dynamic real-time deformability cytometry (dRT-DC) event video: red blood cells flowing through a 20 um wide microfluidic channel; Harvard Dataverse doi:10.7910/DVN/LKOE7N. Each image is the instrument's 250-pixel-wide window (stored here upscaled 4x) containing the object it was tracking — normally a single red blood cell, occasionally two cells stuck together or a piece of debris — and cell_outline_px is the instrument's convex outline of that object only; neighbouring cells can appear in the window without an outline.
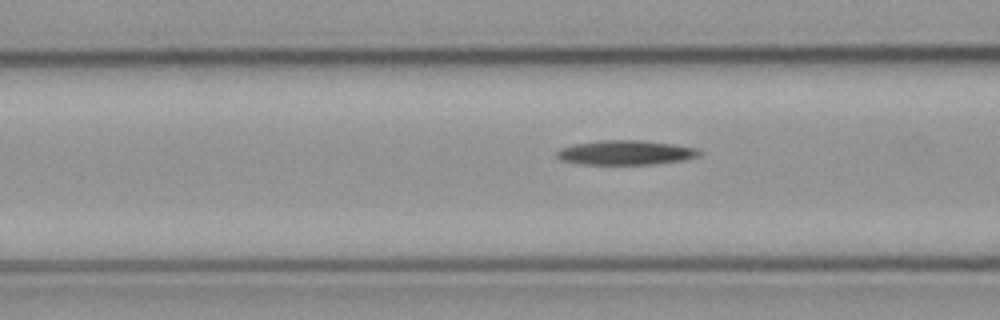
{"species": "common noctule bat (a hibernating species)", "species_latin": "Nyctalus noctula", "temperature_condition": "cold", "stored_images_in_passage": 34, "camera_frame_rate_fps": 3000, "um_per_image_px": 0.085, "animal": {"sex": "male", "body_mass_g": 23.1, "forearm_length_mm": 52.7}, "frame": {"image": 1, "passage_image": 12, "time_ms": 3.667, "image_size_px": [1000, 320], "cell_outline_px": [[700, 156], [684, 160], [656, 164], [580, 164], [560, 160], [556, 156], [556, 152], [560, 148], [572, 144], [600, 140], [640, 140], [672, 144], [696, 148], [700, 152]], "centroid_in_image_um": [53.14, 12.97], "position_along_channel_um": 113.5, "area_um2": 20.4}}
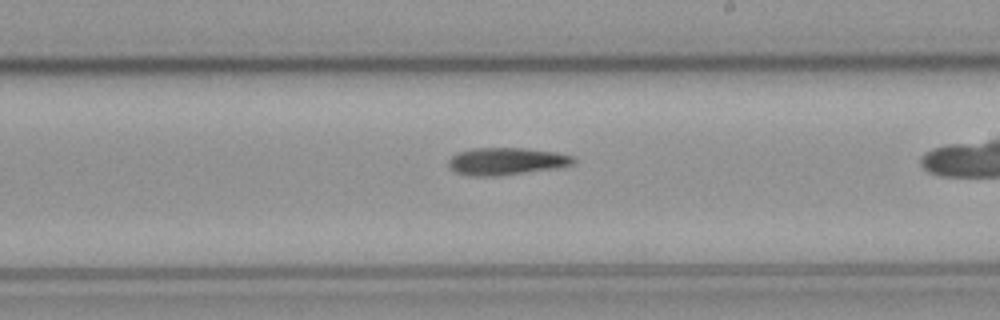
{"frame": {"image": 2, "passage_image": 23, "time_ms": 7.333, "image_size_px": [1000, 320], "cell_outline_px": [[576, 164], [556, 168], [496, 176], [468, 176], [456, 172], [448, 168], [448, 160], [456, 152], [472, 148], [524, 148], [556, 152], [576, 156]], "centroid_in_image_um": [43.04, 13.7], "position_along_channel_um": 246.0, "area_um2": 20.17}}
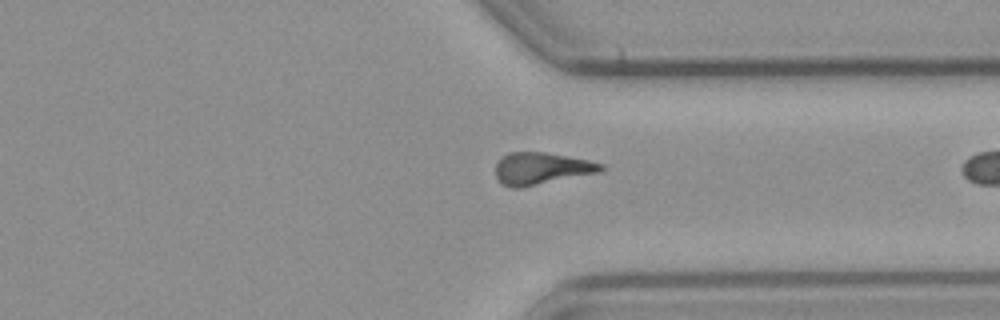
{"frame": {"image": 3, "passage_image": 33, "time_ms": 10.667, "image_size_px": [1000, 320], "cell_outline_px": [[604, 168], [600, 172], [520, 188], [512, 188], [500, 184], [496, 176], [496, 164], [508, 152], [544, 152], [588, 160], [604, 164]], "centroid_in_image_um": [46.0, 14.33], "position_along_channel_um": 365.4, "area_um2": 19.59}}